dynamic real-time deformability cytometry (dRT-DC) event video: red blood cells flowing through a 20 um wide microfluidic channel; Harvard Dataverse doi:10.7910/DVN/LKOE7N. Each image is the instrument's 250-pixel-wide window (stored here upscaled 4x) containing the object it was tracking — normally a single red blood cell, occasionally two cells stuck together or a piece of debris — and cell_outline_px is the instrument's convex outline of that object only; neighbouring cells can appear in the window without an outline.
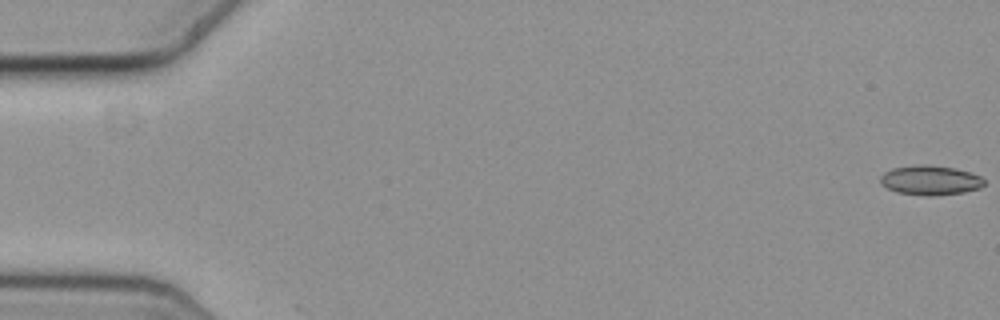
{"species": "common noctule bat (a hibernating species)", "species_latin": "Nyctalus noctula", "temperature_condition": "cold", "stored_images_in_passage": 2, "camera_frame_rate_fps": 3000, "um_per_image_px": 0.085, "animal": {"sex": "female", "body_mass_g": 19.3, "forearm_length_mm": 54.1}, "frame": {"image": 1, "passage_image": 1, "time_ms": 0.0, "image_size_px": [1000, 320], "cell_outline_px": [[984, 184], [980, 188], [964, 192], [932, 196], [928, 196], [896, 192], [880, 184], [880, 176], [884, 172], [892, 168], [920, 164], [928, 164], [956, 168], [980, 176], [984, 180]], "centroid_in_image_um": [79.05, 15.31], "position_along_channel_um": 5.9, "area_um2": 17.98}}